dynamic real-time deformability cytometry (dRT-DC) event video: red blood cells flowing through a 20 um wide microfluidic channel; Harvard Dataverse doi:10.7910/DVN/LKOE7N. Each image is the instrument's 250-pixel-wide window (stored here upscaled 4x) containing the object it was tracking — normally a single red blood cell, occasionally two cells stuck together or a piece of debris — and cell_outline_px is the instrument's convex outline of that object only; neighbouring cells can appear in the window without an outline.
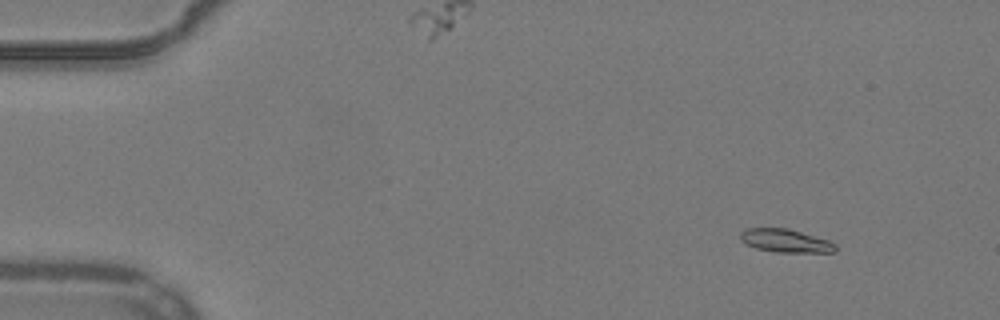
{"species": "common noctule bat (a hibernating species)", "species_latin": "Nyctalus noctula", "temperature_condition": "warm", "stored_images_in_passage": 55, "camera_frame_rate_fps": 3000, "um_per_image_px": 0.085, "animal": {"sex": "male", "body_mass_g": 19.2, "forearm_length_mm": 51.8}, "frame": {"image": 1, "passage_image": 7, "time_ms": 2.0, "image_size_px": [1000, 320], "cell_outline_px": [[836, 252], [776, 252], [756, 248], [744, 244], [740, 240], [740, 232], [744, 228], [788, 228], [828, 240], [836, 244]], "centroid_in_image_um": [66.73, 20.46], "position_along_channel_um": 18.3, "area_um2": 12.95}}
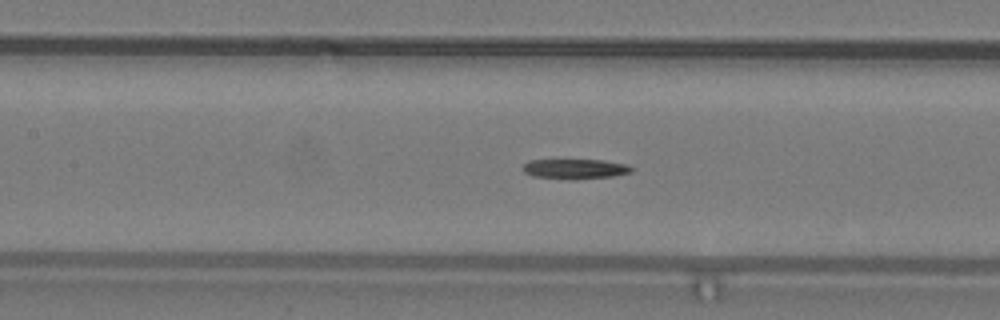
{"frame": {"image": 2, "passage_image": 26, "time_ms": 8.333, "image_size_px": [1000, 320], "cell_outline_px": [[632, 172], [612, 176], [572, 180], [568, 180], [532, 176], [524, 172], [524, 164], [528, 160], [600, 160], [628, 164], [632, 168]], "centroid_in_image_um": [48.87, 14.36], "position_along_channel_um": 158.5, "area_um2": 12.66}}
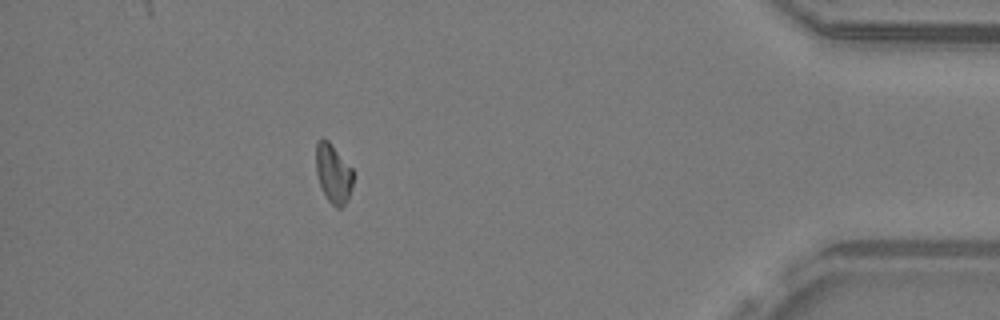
{"frame": {"image": 3, "passage_image": 49, "time_ms": 16.0, "image_size_px": [1000, 320], "cell_outline_px": [[356, 172], [352, 188], [344, 204], [340, 208], [336, 208], [328, 200], [320, 184], [316, 172], [316, 144], [320, 140], [328, 140]], "centroid_in_image_um": [28.37, 14.75], "position_along_channel_um": 406.8, "area_um2": 12.77}}